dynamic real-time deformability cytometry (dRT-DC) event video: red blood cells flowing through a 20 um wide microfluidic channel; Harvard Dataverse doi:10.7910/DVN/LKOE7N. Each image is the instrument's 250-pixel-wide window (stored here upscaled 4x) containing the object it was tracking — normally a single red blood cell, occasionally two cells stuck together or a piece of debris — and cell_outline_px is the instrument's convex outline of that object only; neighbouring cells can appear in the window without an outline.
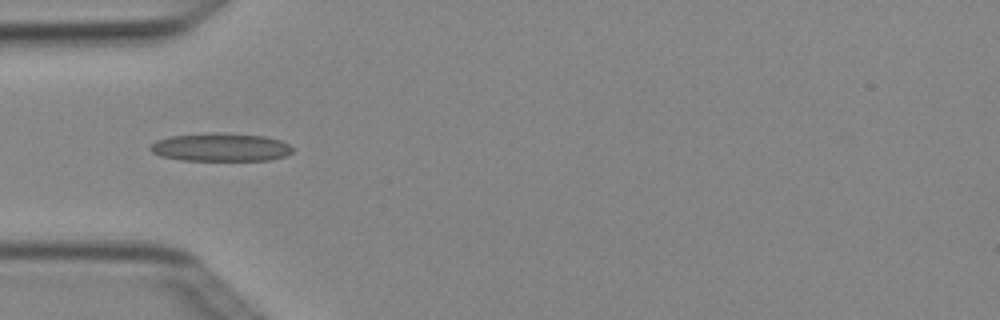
{"species": "Egyptian fruit bat (a non-hibernating species)", "species_latin": "Rousettus aegyptiacus", "temperature_condition": "cold", "stored_images_in_passage": 2, "camera_frame_rate_fps": 3000, "um_per_image_px": 0.085, "animal": {"sex": "female"}, "frame": {"image": 1, "passage_image": 1, "time_ms": 0.0, "image_size_px": [1000, 320], "cell_outline_px": [[292, 152], [284, 156], [268, 160], [184, 160], [160, 156], [152, 152], [148, 148], [156, 140], [172, 136], [208, 132], [216, 132], [264, 136], [280, 140], [288, 144], [292, 148]], "centroid_in_image_um": [18.73, 12.51], "position_along_channel_um": 66.3, "area_um2": 23.29}}
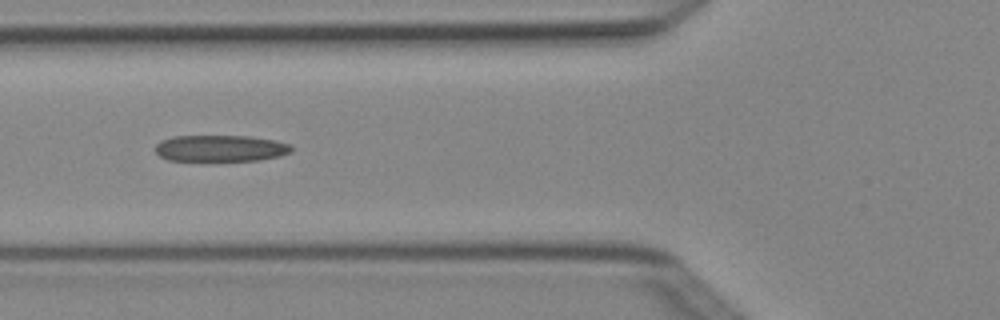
{"frame": {"image": 2, "passage_image": 2, "time_ms": 0.333, "image_size_px": [1000, 320], "cell_outline_px": [[292, 152], [280, 156], [260, 160], [168, 160], [160, 156], [156, 152], [156, 144], [160, 140], [176, 136], [248, 136], [276, 140], [292, 144]], "centroid_in_image_um": [18.79, 12.6], "position_along_channel_um": 107.0, "area_um2": 20.98}}